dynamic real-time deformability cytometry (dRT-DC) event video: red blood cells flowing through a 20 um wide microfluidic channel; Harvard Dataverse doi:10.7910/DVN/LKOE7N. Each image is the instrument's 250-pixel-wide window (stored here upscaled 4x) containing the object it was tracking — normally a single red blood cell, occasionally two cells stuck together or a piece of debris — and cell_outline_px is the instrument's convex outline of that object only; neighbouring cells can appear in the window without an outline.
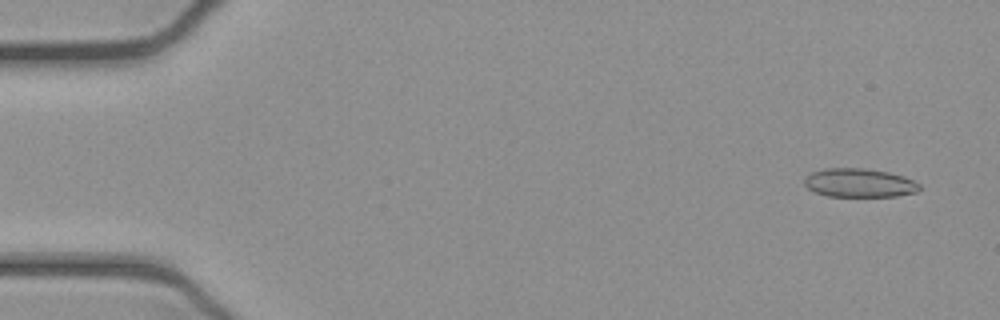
{"species": "common noctule bat (a hibernating species)", "species_latin": "Nyctalus noctula", "temperature_condition": "cold", "stored_images_in_passage": 52, "camera_frame_rate_fps": 3000, "um_per_image_px": 0.085, "animal": {"sex": "female", "body_mass_g": 21.9}, "frame": {"image": 1, "passage_image": 3, "time_ms": 0.667, "image_size_px": [1000, 320], "cell_outline_px": [[920, 188], [916, 192], [896, 196], [828, 196], [816, 192], [808, 188], [804, 184], [804, 176], [812, 172], [828, 168], [864, 168], [888, 172], [904, 176], [920, 184]], "centroid_in_image_um": [73.03, 15.54], "position_along_channel_um": 12.0, "area_um2": 19.19}}
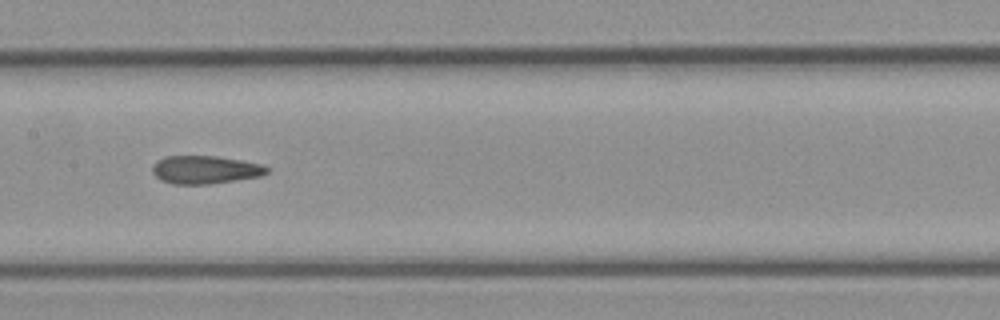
{"frame": {"image": 2, "passage_image": 26, "time_ms": 8.333, "image_size_px": [1000, 320], "cell_outline_px": [[268, 172], [260, 176], [208, 184], [172, 184], [160, 180], [152, 172], [152, 164], [156, 160], [164, 156], [216, 156], [240, 160], [260, 164], [268, 168]], "centroid_in_image_um": [17.37, 14.42], "position_along_channel_um": 190.0, "area_um2": 18.67}}
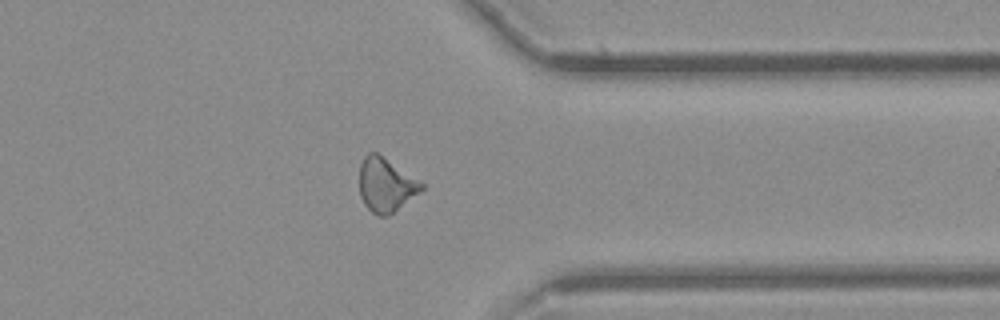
{"frame": {"image": 3, "passage_image": 41, "time_ms": 13.333, "image_size_px": [1000, 320], "cell_outline_px": [[424, 188], [420, 192], [388, 216], [380, 216], [372, 212], [364, 204], [360, 196], [360, 164], [364, 156], [368, 152], [376, 152], [424, 184]], "centroid_in_image_um": [32.77, 15.72], "position_along_channel_um": 378.6, "area_um2": 19.19}, "authors_computed_cell_mechanics": {"area_um2": 19.4497, "velocity_mm_per_s": 3.9078, "shape_relaxation_time_tau1_ms": null, "shape_relaxation_time_tau2_ms": 4.2128, "deformation_change_tau1": null, "deformation_change_tau2": 0.099}}